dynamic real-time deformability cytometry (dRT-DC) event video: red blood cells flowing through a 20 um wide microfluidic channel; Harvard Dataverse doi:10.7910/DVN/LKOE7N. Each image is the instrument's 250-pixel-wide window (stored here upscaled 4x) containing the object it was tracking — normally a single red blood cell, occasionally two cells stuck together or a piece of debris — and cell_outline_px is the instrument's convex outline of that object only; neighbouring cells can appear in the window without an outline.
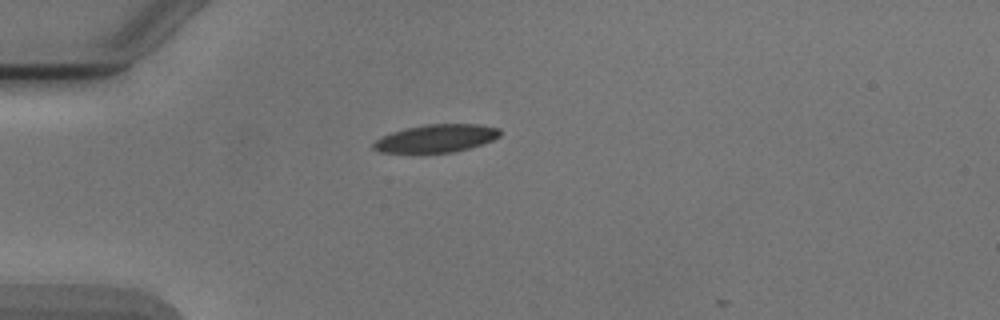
{"species": "Egyptian fruit bat (a non-hibernating species)", "species_latin": "Rousettus aegyptiacus", "temperature_condition": "cold", "stored_images_in_passage": 1, "camera_frame_rate_fps": 3000, "um_per_image_px": 0.085, "animal": {"sex": "male"}, "frame": {"image": 1, "passage_image": 1, "time_ms": 0.0, "image_size_px": [1000, 320], "cell_outline_px": [[500, 136], [492, 140], [468, 148], [452, 152], [380, 152], [372, 148], [372, 144], [380, 136], [392, 132], [408, 128], [428, 124], [480, 124], [500, 128]], "centroid_in_image_um": [37.07, 11.75], "position_along_channel_um": 47.9, "area_um2": 20.29}}